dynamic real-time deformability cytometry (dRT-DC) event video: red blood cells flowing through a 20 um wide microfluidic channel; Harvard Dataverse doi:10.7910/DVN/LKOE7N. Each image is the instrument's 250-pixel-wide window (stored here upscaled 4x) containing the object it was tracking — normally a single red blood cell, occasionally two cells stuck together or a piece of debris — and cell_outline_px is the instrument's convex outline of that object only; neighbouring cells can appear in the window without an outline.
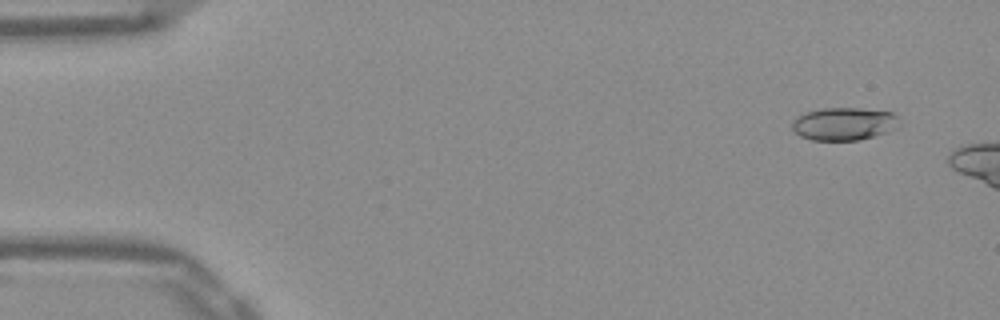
{"species": "Egyptian fruit bat (a non-hibernating species)", "species_latin": "Rousettus aegyptiacus", "temperature_condition": "warm", "stored_images_in_passage": 6, "camera_frame_rate_fps": 3000, "um_per_image_px": 0.085, "frame": {"image": 1, "passage_image": 1, "time_ms": 0.0, "image_size_px": [1000, 320], "cell_outline_px": [[900, 120], [892, 128], [884, 132], [860, 140], [812, 140], [800, 136], [792, 128], [792, 124], [804, 112], [824, 108], [860, 108], [892, 112]], "centroid_in_image_um": [71.71, 10.52], "position_along_channel_um": 13.3, "area_um2": 20.06}}